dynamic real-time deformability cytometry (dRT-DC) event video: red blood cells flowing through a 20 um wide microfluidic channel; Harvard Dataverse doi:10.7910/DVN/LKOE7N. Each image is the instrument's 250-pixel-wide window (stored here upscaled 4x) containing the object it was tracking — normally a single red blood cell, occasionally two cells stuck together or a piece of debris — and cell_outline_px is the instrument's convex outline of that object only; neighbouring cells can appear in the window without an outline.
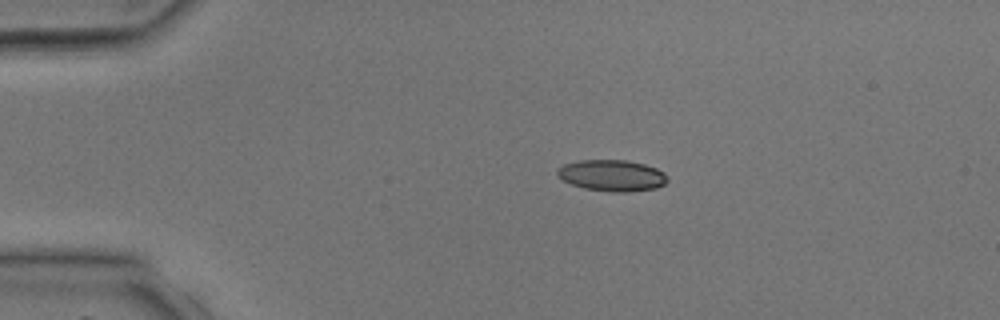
{"species": "common noctule bat (a hibernating species)", "species_latin": "Nyctalus noctula", "temperature_condition": "room temperature", "stored_images_in_passage": 1, "camera_frame_rate_fps": 3000, "um_per_image_px": 0.085, "animal": {"sex": "male", "body_mass_g": 17.9, "forearm_length_mm": 54.2}, "frame": {"image": 1, "passage_image": 1, "time_ms": 0.0, "image_size_px": [1000, 320], "cell_outline_px": [[668, 180], [664, 184], [656, 188], [628, 192], [612, 192], [584, 188], [572, 184], [564, 180], [556, 172], [564, 164], [580, 160], [628, 160], [644, 164], [656, 168], [664, 172], [668, 176]], "centroid_in_image_um": [52.07, 14.91], "position_along_channel_um": 32.9, "area_um2": 20.0}}